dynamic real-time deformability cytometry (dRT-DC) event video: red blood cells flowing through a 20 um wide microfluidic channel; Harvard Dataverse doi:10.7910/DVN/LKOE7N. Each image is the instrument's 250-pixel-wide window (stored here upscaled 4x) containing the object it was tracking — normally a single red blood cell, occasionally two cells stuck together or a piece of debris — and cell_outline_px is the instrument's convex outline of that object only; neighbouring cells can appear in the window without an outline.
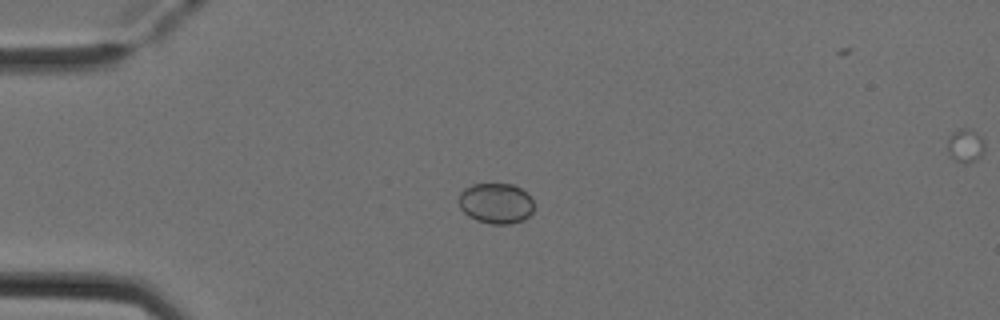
{"species": "Egyptian fruit bat (a non-hibernating species)", "species_latin": "Rousettus aegyptiacus", "temperature_condition": "cold", "stored_images_in_passage": 7, "camera_frame_rate_fps": 3000, "um_per_image_px": 0.085, "animal": {"sex": "female"}, "frame": {"image": 1, "passage_image": 3, "time_ms": 0.667, "image_size_px": [1000, 320], "cell_outline_px": [[532, 212], [524, 220], [508, 224], [492, 224], [476, 220], [468, 216], [460, 208], [460, 192], [464, 188], [472, 184], [512, 184], [520, 188], [532, 200]], "centroid_in_image_um": [42.13, 17.28], "position_along_channel_um": 42.9, "area_um2": 17.57}}
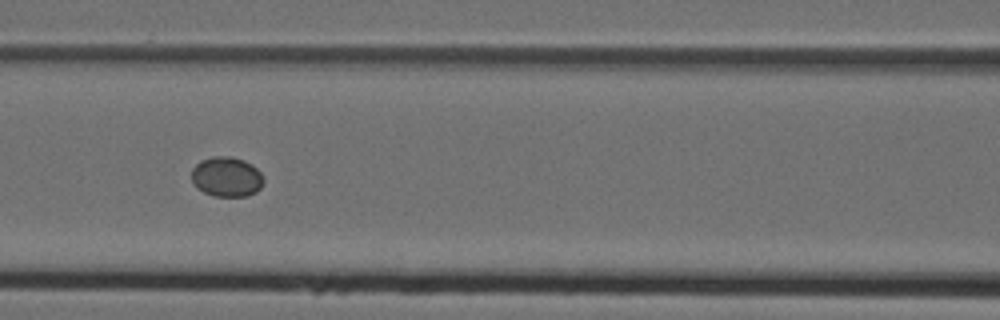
{"frame": {"image": 2, "passage_image": 6, "time_ms": 1.667, "image_size_px": [1000, 320], "cell_outline_px": [[264, 180], [260, 188], [256, 192], [248, 196], [216, 196], [204, 192], [196, 188], [192, 180], [192, 168], [200, 160], [212, 156], [228, 156], [244, 160], [252, 164], [264, 176]], "centroid_in_image_um": [19.27, 15.02], "position_along_channel_um": 147.3, "area_um2": 16.88}}
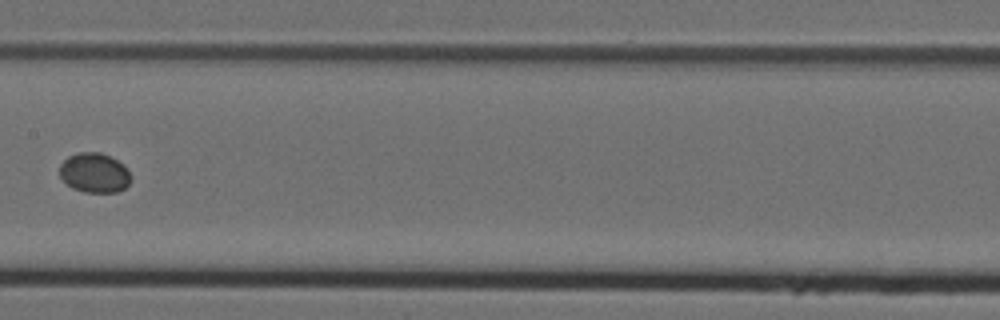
{"frame": {"image": 3, "passage_image": 7, "time_ms": 2.0, "image_size_px": [1000, 320], "cell_outline_px": [[132, 176], [128, 184], [124, 188], [116, 192], [84, 192], [72, 188], [60, 176], [60, 164], [68, 156], [76, 152], [100, 152], [116, 160], [128, 168]], "centroid_in_image_um": [8.03, 14.68], "position_along_channel_um": 199.4, "area_um2": 16.47}}